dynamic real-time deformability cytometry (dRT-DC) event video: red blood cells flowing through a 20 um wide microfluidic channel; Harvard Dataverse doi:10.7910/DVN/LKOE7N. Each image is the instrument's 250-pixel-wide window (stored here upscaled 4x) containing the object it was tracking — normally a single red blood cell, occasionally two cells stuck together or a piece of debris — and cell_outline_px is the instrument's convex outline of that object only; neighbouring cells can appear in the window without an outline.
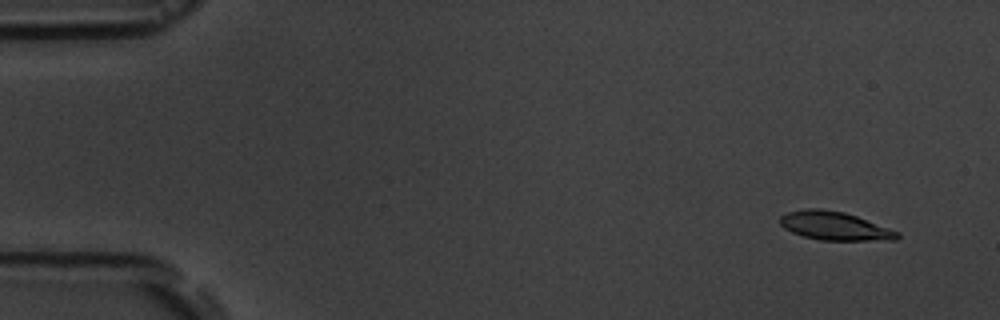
{"species": "common noctule bat (a hibernating species)", "species_latin": "Nyctalus noctula", "temperature_condition": "room temperature", "stored_images_in_passage": 16, "camera_frame_rate_fps": 3000, "um_per_image_px": 0.085, "animal": {"sex": "male", "body_mass_g": 19.5, "forearm_length_mm": 54.6}, "frame": {"image": 1, "passage_image": 1, "time_ms": 0.0, "image_size_px": [1000, 320], "cell_outline_px": [[900, 236], [896, 240], [820, 240], [804, 236], [792, 232], [784, 228], [780, 224], [780, 216], [788, 212], [804, 208], [820, 208], [844, 212], [856, 216], [900, 232]], "centroid_in_image_um": [70.94, 19.2], "position_along_channel_um": 14.1, "area_um2": 19.42}}
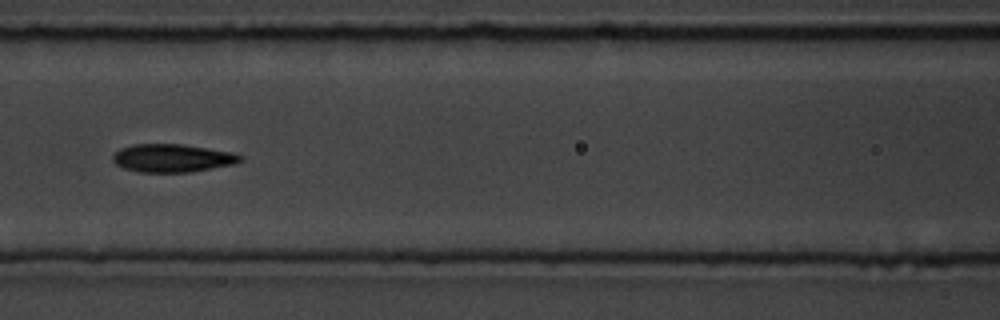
{"frame": {"image": 2, "passage_image": 7, "time_ms": 7.0, "image_size_px": [1000, 320], "cell_outline_px": [[244, 160], [236, 164], [188, 172], [140, 172], [124, 168], [116, 164], [112, 160], [112, 156], [120, 148], [132, 144], [184, 144], [232, 152], [244, 156]], "centroid_in_image_um": [14.68, 13.43], "position_along_channel_um": 151.9, "area_um2": 20.98}}
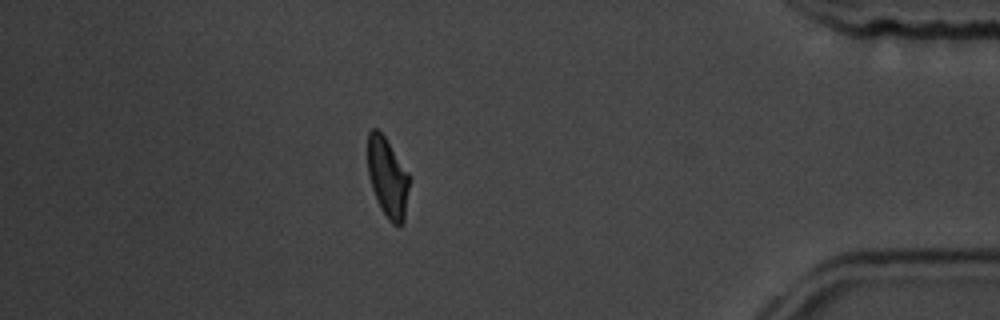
{"frame": {"image": 3, "passage_image": 14, "time_ms": 15.0, "image_size_px": [1000, 320], "cell_outline_px": [[412, 180], [404, 220], [400, 224], [392, 224], [388, 220], [380, 208], [376, 200], [368, 176], [368, 132], [372, 128], [376, 128], [384, 136], [408, 172]], "centroid_in_image_um": [32.97, 15.12], "position_along_channel_um": 402.2, "area_um2": 19.59}, "authors_computed_cell_mechanics": {"area_um2": 20.1433, "velocity_mm_per_s": 3.6588, "shape_relaxation_time_tau1_ms": 6.0343, "shape_relaxation_time_tau2_ms": 2.888, "deformation_change_tau1": 0.1595, "deformation_change_tau2": 0.0754}}